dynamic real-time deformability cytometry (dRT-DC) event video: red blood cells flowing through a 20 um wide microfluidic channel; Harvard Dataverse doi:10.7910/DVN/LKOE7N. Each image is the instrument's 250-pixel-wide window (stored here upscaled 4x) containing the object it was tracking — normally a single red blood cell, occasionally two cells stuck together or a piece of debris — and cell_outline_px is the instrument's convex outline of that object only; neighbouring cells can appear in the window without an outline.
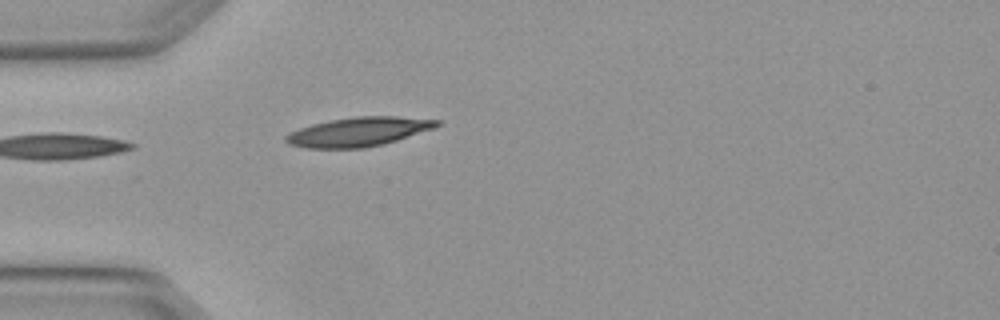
{"species": "Egyptian fruit bat (a non-hibernating species)", "species_latin": "Rousettus aegyptiacus", "temperature_condition": "warm", "stored_images_in_passage": 4, "camera_frame_rate_fps": 3000, "um_per_image_px": 0.085, "animal": {"sex": "female"}, "frame": {"image": 1, "passage_image": 4, "time_ms": 1.0, "image_size_px": [1000, 320], "cell_outline_px": [[440, 124], [436, 128], [384, 144], [364, 148], [308, 148], [288, 144], [284, 140], [284, 136], [300, 128], [312, 124], [332, 120], [356, 116], [396, 116], [440, 120]], "centroid_in_image_um": [30.5, 11.2], "position_along_channel_um": 54.5, "area_um2": 25.61}}